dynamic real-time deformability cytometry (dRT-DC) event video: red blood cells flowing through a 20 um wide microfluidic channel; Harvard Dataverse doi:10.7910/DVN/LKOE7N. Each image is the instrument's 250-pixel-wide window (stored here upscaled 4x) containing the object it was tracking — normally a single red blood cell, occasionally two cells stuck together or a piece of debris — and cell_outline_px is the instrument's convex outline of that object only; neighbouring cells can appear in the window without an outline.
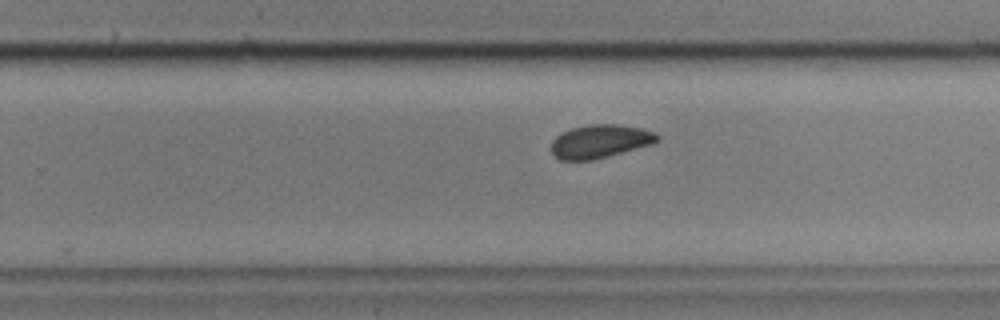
{"species": "common noctule bat (a hibernating species)", "species_latin": "Nyctalus noctula", "temperature_condition": "cold", "stored_images_in_passage": 32, "camera_frame_rate_fps": 3000, "um_per_image_px": 0.085, "animal": {"sex": "male", "body_mass_g": 17.9, "forearm_length_mm": 54.2}, "frame": {"image": 1, "passage_image": 27, "time_ms": 8.667, "image_size_px": [1000, 320], "cell_outline_px": [[660, 140], [652, 144], [608, 156], [592, 160], [560, 160], [552, 152], [552, 140], [560, 132], [572, 128], [588, 124], [620, 124], [640, 128], [652, 132], [660, 136]], "centroid_in_image_um": [50.99, 12.0], "position_along_channel_um": 278.8, "area_um2": 20.58}}
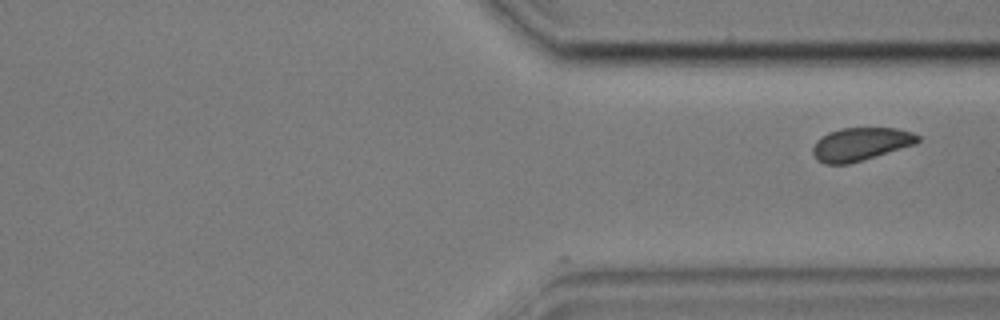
{"frame": {"image": 2, "passage_image": 32, "time_ms": 10.333, "image_size_px": [1000, 320], "cell_outline_px": [[920, 140], [916, 144], [848, 164], [824, 164], [816, 160], [812, 152], [812, 148], [816, 140], [820, 136], [828, 132], [840, 128], [896, 128], [912, 132], [920, 136]], "centroid_in_image_um": [73.12, 12.24], "position_along_channel_um": 338.3, "area_um2": 20.35}}